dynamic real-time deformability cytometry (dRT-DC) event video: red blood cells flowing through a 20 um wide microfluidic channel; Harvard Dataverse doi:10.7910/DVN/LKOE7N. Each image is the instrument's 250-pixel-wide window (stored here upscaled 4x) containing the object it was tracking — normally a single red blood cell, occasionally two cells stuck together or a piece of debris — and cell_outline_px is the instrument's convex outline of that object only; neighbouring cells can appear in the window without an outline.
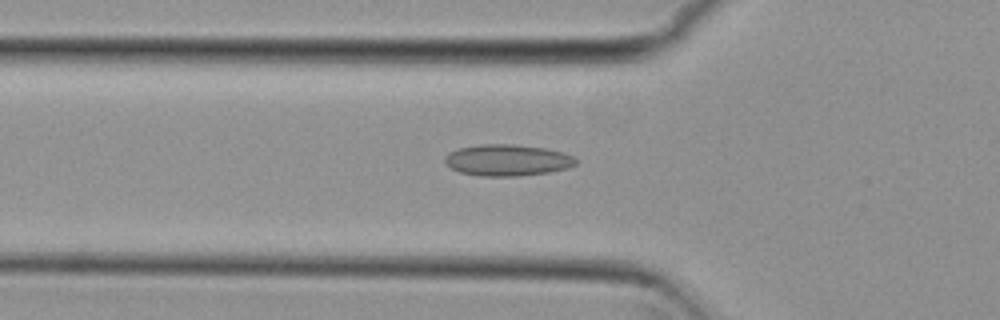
{"species": "common noctule bat (a hibernating species)", "species_latin": "Nyctalus noctula", "temperature_condition": "cold", "stored_images_in_passage": 47, "camera_frame_rate_fps": 3000, "um_per_image_px": 0.085, "animal": {"sex": "female", "body_mass_g": 29.2, "forearm_length_mm": 56.3}, "frame": {"image": 1, "passage_image": 13, "time_ms": 4.0, "image_size_px": [1000, 320], "cell_outline_px": [[576, 164], [568, 168], [548, 172], [516, 176], [480, 176], [460, 172], [452, 168], [444, 160], [444, 156], [448, 152], [456, 148], [484, 144], [516, 144], [544, 148], [564, 152], [572, 156], [576, 160]], "centroid_in_image_um": [43.11, 13.6], "position_along_channel_um": 82.7, "area_um2": 23.99}}
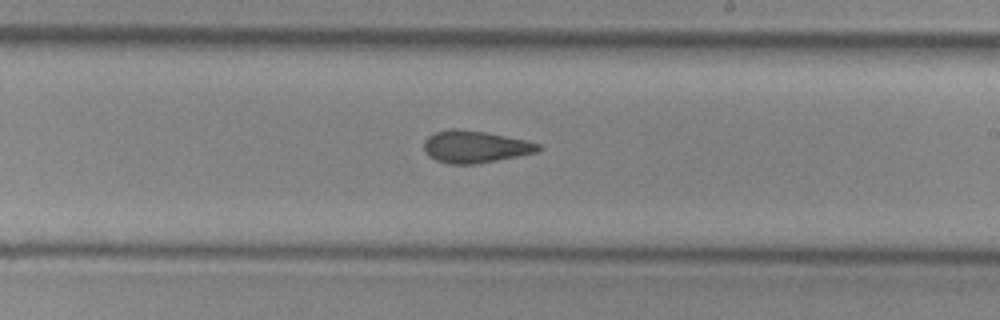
{"frame": {"image": 2, "passage_image": 26, "time_ms": 8.333, "image_size_px": [1000, 320], "cell_outline_px": [[544, 148], [536, 152], [476, 164], [448, 164], [436, 160], [428, 156], [424, 148], [424, 140], [428, 136], [436, 132], [448, 128], [456, 128], [484, 132], [524, 140], [540, 144]], "centroid_in_image_um": [40.35, 12.47], "position_along_channel_um": 248.7, "area_um2": 21.27}}
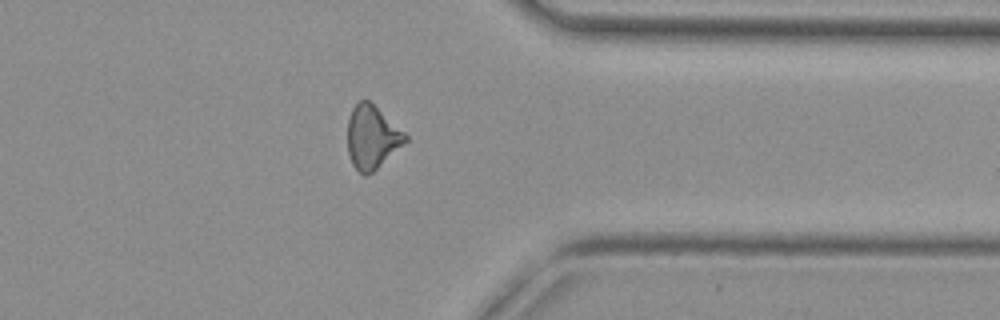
{"frame": {"image": 3, "passage_image": 37, "time_ms": 12.0, "image_size_px": [1000, 320], "cell_outline_px": [[408, 140], [368, 176], [364, 176], [352, 164], [348, 152], [348, 120], [352, 108], [360, 100], [368, 100], [404, 132], [408, 136]], "centroid_in_image_um": [31.6, 11.68], "position_along_channel_um": 379.8, "area_um2": 20.92}, "authors_computed_cell_mechanics": {"area_um2": 21.386, "velocity_mm_per_s": 3.8241, "shape_relaxation_time_tau1_ms": null, "shape_relaxation_time_tau2_ms": 3.1007, "deformation_change_tau1": null, "deformation_change_tau2": 0.104}}